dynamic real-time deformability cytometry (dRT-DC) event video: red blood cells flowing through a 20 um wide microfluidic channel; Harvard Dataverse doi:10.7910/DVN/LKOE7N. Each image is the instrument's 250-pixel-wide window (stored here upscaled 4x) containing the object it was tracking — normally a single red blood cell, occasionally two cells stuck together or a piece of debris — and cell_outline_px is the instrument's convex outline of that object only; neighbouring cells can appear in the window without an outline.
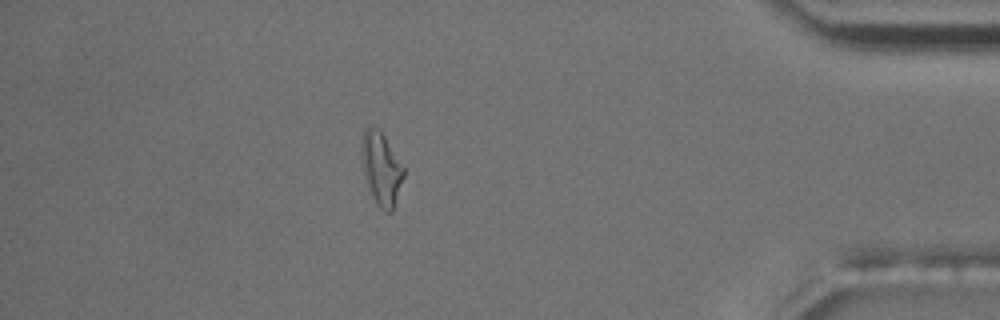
{"species": "common noctule bat (a hibernating species)", "species_latin": "Nyctalus noctula", "temperature_condition": "room temperature", "stored_images_in_passage": 52, "camera_frame_rate_fps": 3000, "um_per_image_px": 0.085, "animal": {"sex": "male", "body_mass_g": 17.5, "forearm_length_mm": 52.3}, "frame": {"image": 1, "passage_image": 45, "time_ms": 14.667, "image_size_px": [1000, 320], "cell_outline_px": [[404, 176], [392, 212], [388, 212], [380, 208], [376, 204], [364, 180], [360, 144], [364, 128], [368, 124], [372, 124], [380, 128], [404, 168]], "centroid_in_image_um": [32.37, 14.27], "position_along_channel_um": 402.8, "area_um2": 18.26}}